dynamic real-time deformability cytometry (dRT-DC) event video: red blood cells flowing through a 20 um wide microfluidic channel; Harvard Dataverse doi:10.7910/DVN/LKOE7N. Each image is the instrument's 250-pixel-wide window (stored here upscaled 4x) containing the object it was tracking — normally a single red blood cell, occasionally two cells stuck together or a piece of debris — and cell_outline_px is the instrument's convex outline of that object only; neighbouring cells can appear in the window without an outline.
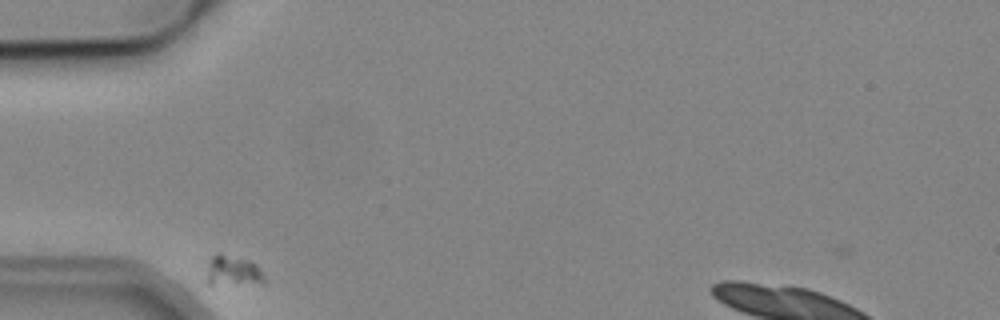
{"species": "common noctule bat (a hibernating species)", "species_latin": "Nyctalus noctula", "temperature_condition": "cold", "stored_images_in_passage": 3, "camera_frame_rate_fps": 3000, "um_per_image_px": 0.085, "animal": {"sex": "male", "body_mass_g": 19.2, "forearm_length_mm": 51.8}, "frame": {"image": 1, "passage_image": 1, "time_ms": 0.0, "image_size_px": [1000, 320], "cell_outline_px": [[264, 284], [208, 284], [208, 264], [212, 256], [220, 252], [248, 260], [256, 264], [264, 276]], "centroid_in_image_um": [19.82, 23.02], "position_along_channel_um": 65.2, "area_um2": 10.17}}